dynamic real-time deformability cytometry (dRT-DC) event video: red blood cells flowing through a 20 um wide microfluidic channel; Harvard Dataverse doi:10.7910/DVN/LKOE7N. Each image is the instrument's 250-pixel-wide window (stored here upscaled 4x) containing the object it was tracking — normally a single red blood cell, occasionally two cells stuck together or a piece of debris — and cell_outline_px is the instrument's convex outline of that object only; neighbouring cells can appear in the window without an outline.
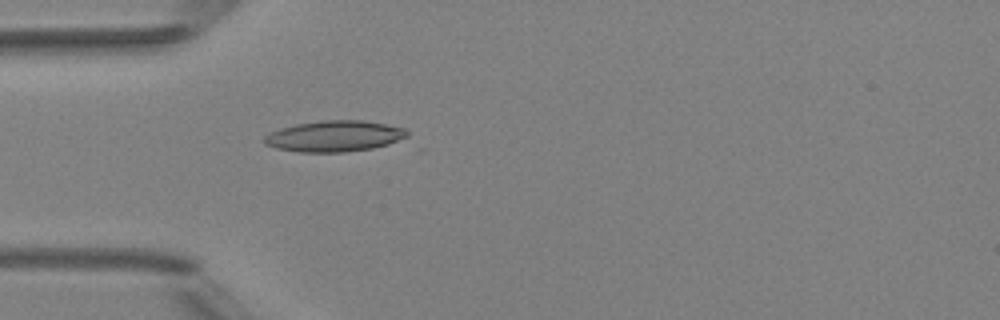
{"species": "Egyptian fruit bat (a non-hibernating species)", "species_latin": "Rousettus aegyptiacus", "temperature_condition": "room temperature", "stored_images_in_passage": 4, "camera_frame_rate_fps": 3000, "um_per_image_px": 0.085, "animal": {"sex": "female"}, "frame": {"image": 1, "passage_image": 4, "time_ms": 3.667, "image_size_px": [1000, 320], "cell_outline_px": [[408, 140], [372, 148], [344, 152], [300, 152], [276, 148], [264, 144], [264, 136], [280, 128], [296, 124], [324, 120], [364, 120], [404, 128], [408, 132]], "centroid_in_image_um": [28.48, 11.58], "position_along_channel_um": 56.5, "area_um2": 26.01}}